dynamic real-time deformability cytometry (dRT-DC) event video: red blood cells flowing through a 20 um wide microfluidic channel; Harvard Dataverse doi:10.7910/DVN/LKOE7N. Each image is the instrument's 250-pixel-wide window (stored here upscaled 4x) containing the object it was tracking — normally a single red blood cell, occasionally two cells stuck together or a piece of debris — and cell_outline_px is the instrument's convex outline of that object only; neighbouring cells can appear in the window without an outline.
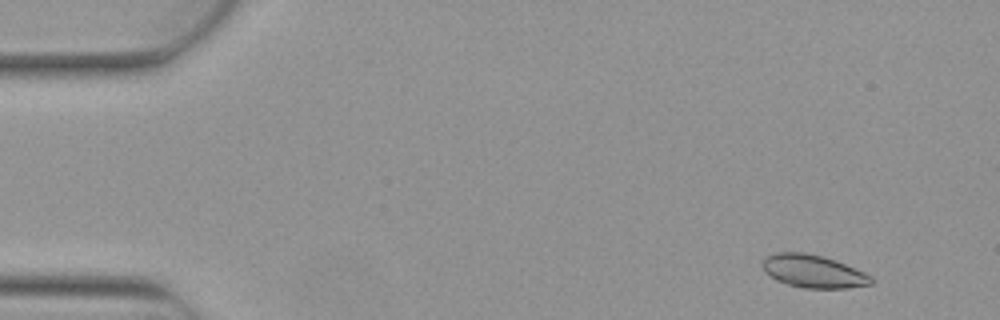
{"species": "Egyptian fruit bat (a non-hibernating species)", "species_latin": "Rousettus aegyptiacus", "temperature_condition": "warm", "stored_images_in_passage": 5, "segment_of_instrument_passage": [1, 2], "camera_frame_rate_fps": 3000, "um_per_image_px": 0.085, "animal": {"sex": "female"}, "frame": {"image": 1, "passage_image": 1, "time_ms": 0.0, "image_size_px": [1000, 320], "cell_outline_px": [[872, 284], [848, 288], [804, 288], [788, 284], [776, 280], [764, 272], [760, 264], [768, 256], [776, 252], [804, 252], [824, 256], [836, 260], [864, 272], [872, 276]], "centroid_in_image_um": [69.12, 23.05], "position_along_channel_um": 15.9, "area_um2": 20.92}}
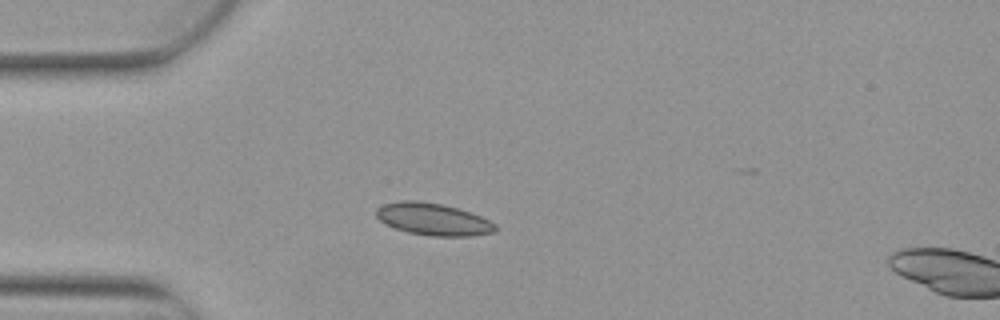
{"frame": {"image": 2, "passage_image": 4, "time_ms": 1.0, "image_size_px": [1000, 320], "cell_outline_px": [[496, 232], [472, 236], [432, 236], [408, 232], [392, 228], [384, 224], [376, 216], [376, 208], [384, 204], [400, 200], [416, 200], [444, 204], [480, 216], [496, 224]], "centroid_in_image_um": [36.78, 18.64], "position_along_channel_um": 48.2, "area_um2": 22.43}}